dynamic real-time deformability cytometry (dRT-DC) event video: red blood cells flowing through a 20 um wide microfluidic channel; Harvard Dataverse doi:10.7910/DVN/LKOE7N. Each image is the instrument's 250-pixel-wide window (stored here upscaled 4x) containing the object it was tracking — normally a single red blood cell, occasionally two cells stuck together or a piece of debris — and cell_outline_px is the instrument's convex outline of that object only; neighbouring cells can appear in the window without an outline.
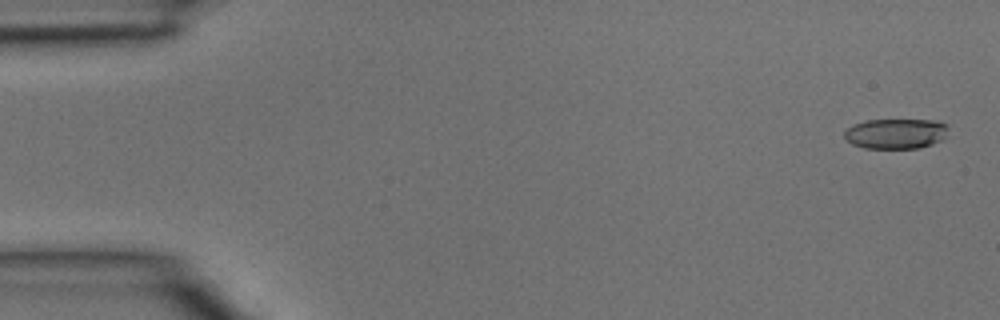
{"species": "common noctule bat (a hibernating species)", "species_latin": "Nyctalus noctula", "temperature_condition": "room temperature", "stored_images_in_passage": 41, "camera_frame_rate_fps": 3000, "um_per_image_px": 0.085, "animal": {"sex": "male", "body_mass_g": 15.6}, "frame": {"image": 1, "passage_image": 2, "time_ms": 0.333, "image_size_px": [1000, 320], "cell_outline_px": [[948, 136], [944, 140], [920, 148], [864, 148], [852, 144], [844, 136], [844, 132], [852, 124], [868, 120], [936, 120], [948, 124]], "centroid_in_image_um": [76.21, 11.36], "position_along_channel_um": 8.8, "area_um2": 18.55}}
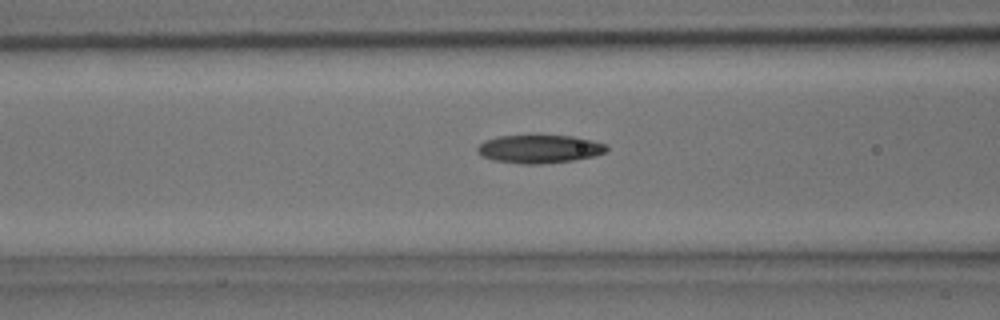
{"frame": {"image": 2, "passage_image": 16, "time_ms": 5.0, "image_size_px": [1000, 320], "cell_outline_px": [[608, 152], [596, 156], [576, 160], [540, 164], [524, 164], [492, 160], [480, 156], [476, 152], [476, 148], [484, 140], [500, 136], [536, 132], [572, 136], [604, 144], [608, 148]], "centroid_in_image_um": [45.81, 12.62], "position_along_channel_um": 120.8, "area_um2": 22.31}}
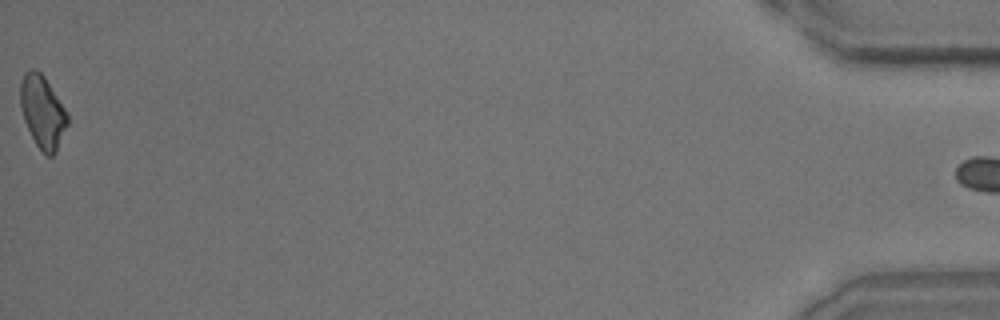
{"frame": {"image": 3, "passage_image": 40, "time_ms": 13.0, "image_size_px": [1000, 320], "cell_outline_px": [[68, 124], [56, 152], [52, 156], [44, 156], [36, 144], [24, 120], [20, 108], [20, 84], [24, 72], [32, 68], [36, 68], [44, 76], [68, 112]], "centroid_in_image_um": [3.62, 9.5], "position_along_channel_um": 431.6, "area_um2": 20.11}}